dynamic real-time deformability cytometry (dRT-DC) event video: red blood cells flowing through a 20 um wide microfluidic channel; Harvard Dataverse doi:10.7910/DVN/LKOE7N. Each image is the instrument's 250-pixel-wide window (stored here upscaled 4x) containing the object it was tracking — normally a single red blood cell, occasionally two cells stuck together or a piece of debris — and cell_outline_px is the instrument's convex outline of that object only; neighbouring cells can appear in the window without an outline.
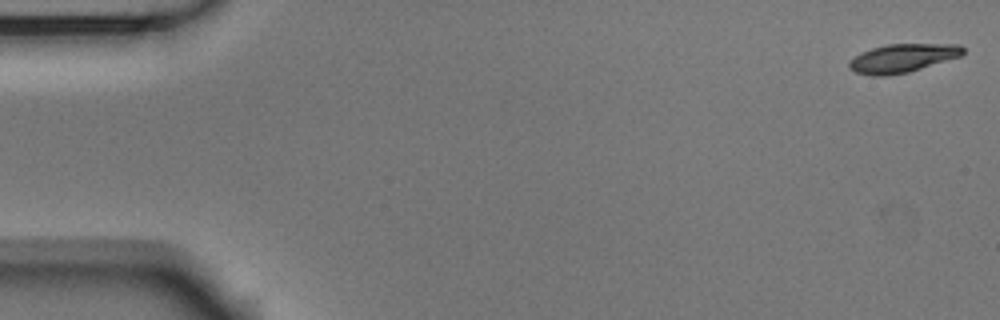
{"species": "Egyptian fruit bat (a non-hibernating species)", "species_latin": "Rousettus aegyptiacus", "temperature_condition": "room temperature", "stored_images_in_passage": 12, "camera_frame_rate_fps": 3000, "um_per_image_px": 0.085, "animal": {"sex": "male"}, "frame": {"image": 1, "passage_image": 1, "time_ms": 0.0, "image_size_px": [1000, 320], "cell_outline_px": [[964, 52], [960, 56], [908, 72], [888, 76], [872, 76], [856, 72], [848, 68], [848, 64], [860, 52], [872, 48], [888, 44], [960, 44], [964, 48]], "centroid_in_image_um": [76.7, 4.94], "position_along_channel_um": 8.3, "area_um2": 18.79}}